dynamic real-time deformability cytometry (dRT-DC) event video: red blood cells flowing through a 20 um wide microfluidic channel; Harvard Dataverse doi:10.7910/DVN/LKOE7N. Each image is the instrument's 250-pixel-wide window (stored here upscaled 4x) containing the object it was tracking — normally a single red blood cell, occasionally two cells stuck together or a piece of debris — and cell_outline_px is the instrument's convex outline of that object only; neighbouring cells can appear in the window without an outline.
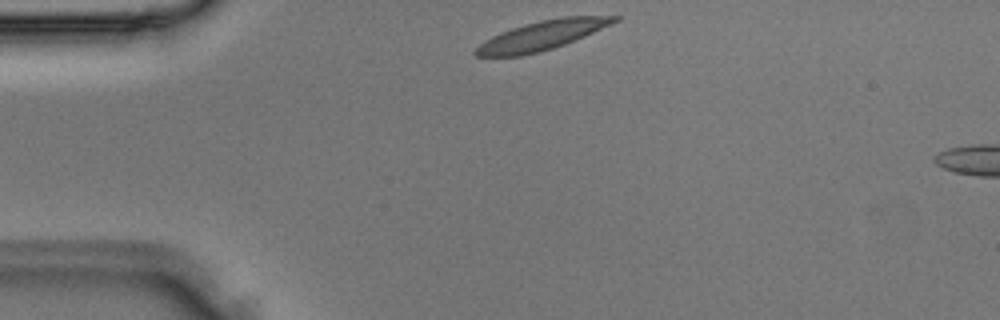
{"species": "Egyptian fruit bat (a non-hibernating species)", "species_latin": "Rousettus aegyptiacus", "temperature_condition": "room temperature", "stored_images_in_passage": 2, "camera_frame_rate_fps": 3000, "um_per_image_px": 0.085, "animal": {"sex": "male"}, "frame": {"image": 1, "passage_image": 1, "time_ms": 0.0, "image_size_px": [1000, 320], "cell_outline_px": [[620, 20], [612, 24], [584, 36], [564, 44], [540, 52], [520, 56], [476, 56], [472, 52], [484, 40], [492, 36], [512, 28], [524, 24], [540, 20], [560, 16], [620, 16]], "centroid_in_image_um": [46.06, 3.0], "position_along_channel_um": 38.9, "area_um2": 23.47}}